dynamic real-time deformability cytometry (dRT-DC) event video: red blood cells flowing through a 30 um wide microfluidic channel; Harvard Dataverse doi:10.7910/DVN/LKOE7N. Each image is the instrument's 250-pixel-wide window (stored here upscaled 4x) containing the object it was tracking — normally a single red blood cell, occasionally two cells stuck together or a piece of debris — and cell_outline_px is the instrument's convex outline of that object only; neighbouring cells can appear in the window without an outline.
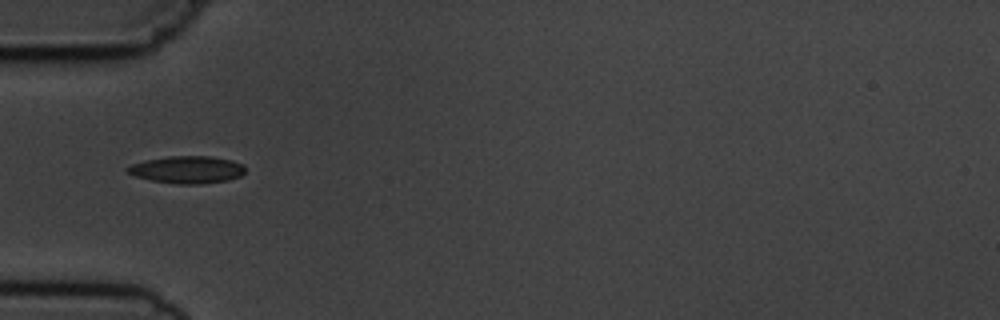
{"species": "common noctule bat (a hibernating species)", "species_latin": "Nyctalus noctula", "temperature_condition": "cold", "stored_images_in_passage": 3, "camera_frame_rate_fps": 3000, "um_per_image_px": 0.085, "animal": {"sex": "male", "body_mass_g": 19.5, "forearm_length_mm": 54.6}, "frame": {"image": 1, "passage_image": 2, "time_ms": 1.333, "image_size_px": [1000, 320], "cell_outline_px": [[244, 172], [240, 176], [228, 180], [200, 184], [176, 184], [152, 180], [136, 176], [128, 172], [124, 168], [132, 164], [144, 160], [168, 156], [212, 156], [232, 160], [244, 164]], "centroid_in_image_um": [15.91, 14.41], "position_along_channel_um": 69.1, "area_um2": 18.79}}
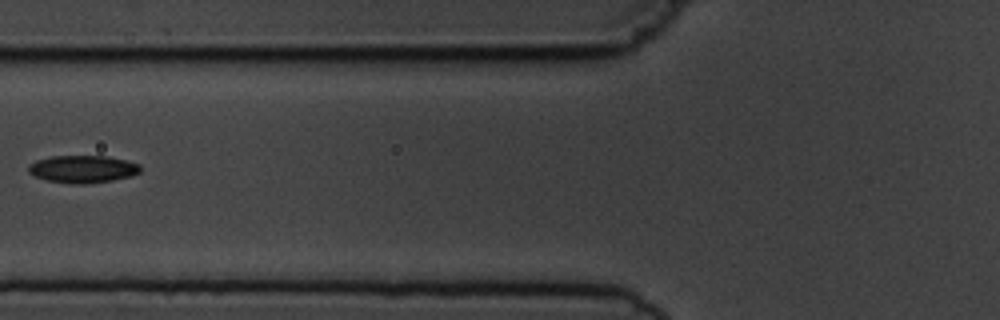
{"frame": {"image": 2, "passage_image": 3, "time_ms": 2.667, "image_size_px": [1000, 320], "cell_outline_px": [[140, 172], [132, 176], [112, 180], [88, 184], [72, 184], [48, 180], [36, 176], [28, 172], [28, 164], [36, 160], [52, 156], [108, 156], [140, 164]], "centroid_in_image_um": [7.03, 14.37], "position_along_channel_um": 118.8, "area_um2": 17.92}}